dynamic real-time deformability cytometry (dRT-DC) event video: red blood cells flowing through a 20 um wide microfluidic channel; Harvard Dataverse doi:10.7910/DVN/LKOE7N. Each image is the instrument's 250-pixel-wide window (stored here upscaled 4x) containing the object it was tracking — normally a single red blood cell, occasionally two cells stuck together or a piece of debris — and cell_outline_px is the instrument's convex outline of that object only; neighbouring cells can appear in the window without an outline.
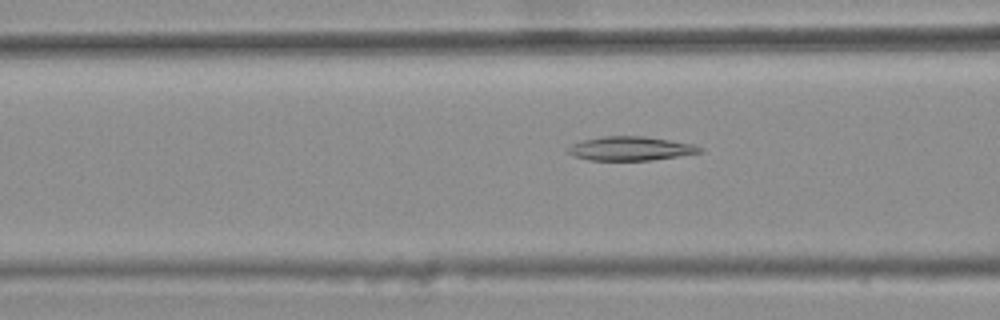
{"species": "common noctule bat (a hibernating species)", "species_latin": "Nyctalus noctula", "temperature_condition": "warm", "stored_images_in_passage": 44, "camera_frame_rate_fps": 3000, "um_per_image_px": 0.085, "animal": {"sex": "female", "body_mass_g": 25.1}, "frame": {"image": 1, "passage_image": 17, "time_ms": 5.333, "image_size_px": [1000, 320], "cell_outline_px": [[704, 152], [652, 160], [588, 160], [572, 156], [568, 152], [568, 148], [572, 144], [580, 140], [600, 136], [644, 136], [692, 144], [704, 148]], "centroid_in_image_um": [53.57, 12.62], "position_along_channel_um": 113.0, "area_um2": 18.5}}
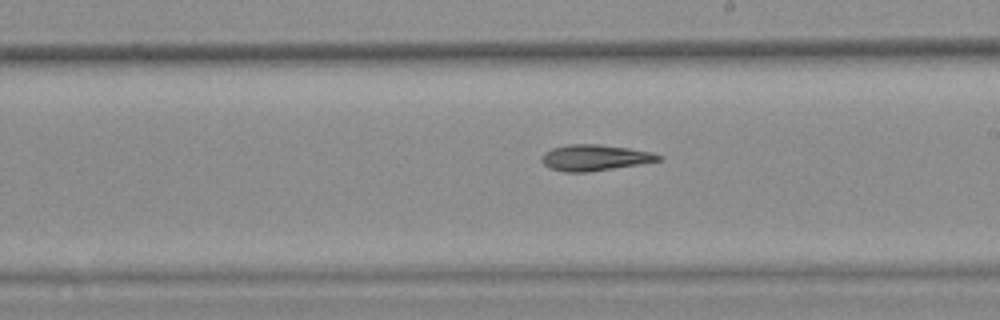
{"frame": {"image": 2, "passage_image": 27, "time_ms": 8.667, "image_size_px": [1000, 320], "cell_outline_px": [[664, 160], [612, 168], [584, 172], [564, 172], [552, 168], [544, 164], [540, 160], [540, 156], [544, 152], [552, 148], [568, 144], [600, 144], [628, 148], [652, 152], [664, 156]], "centroid_in_image_um": [50.56, 13.39], "position_along_channel_um": 238.4, "area_um2": 17.69}}
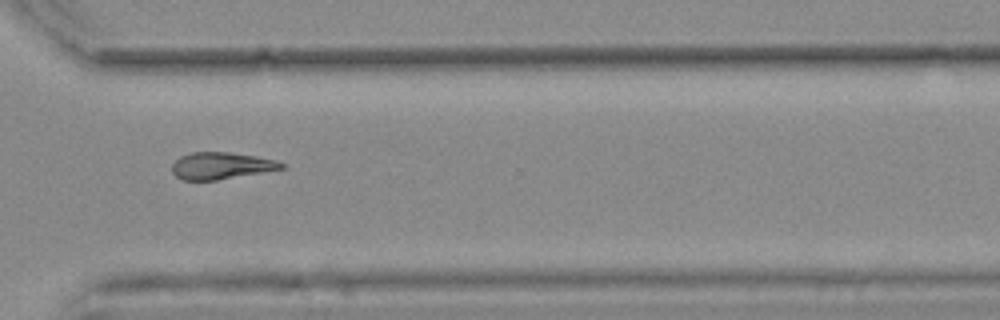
{"frame": {"image": 3, "passage_image": 36, "time_ms": 11.667, "image_size_px": [1000, 320], "cell_outline_px": [[284, 168], [216, 180], [184, 180], [176, 176], [172, 172], [172, 164], [180, 156], [192, 152], [228, 152], [256, 156], [276, 160], [284, 164]], "centroid_in_image_um": [18.76, 14.08], "position_along_channel_um": 351.8, "area_um2": 16.94}}